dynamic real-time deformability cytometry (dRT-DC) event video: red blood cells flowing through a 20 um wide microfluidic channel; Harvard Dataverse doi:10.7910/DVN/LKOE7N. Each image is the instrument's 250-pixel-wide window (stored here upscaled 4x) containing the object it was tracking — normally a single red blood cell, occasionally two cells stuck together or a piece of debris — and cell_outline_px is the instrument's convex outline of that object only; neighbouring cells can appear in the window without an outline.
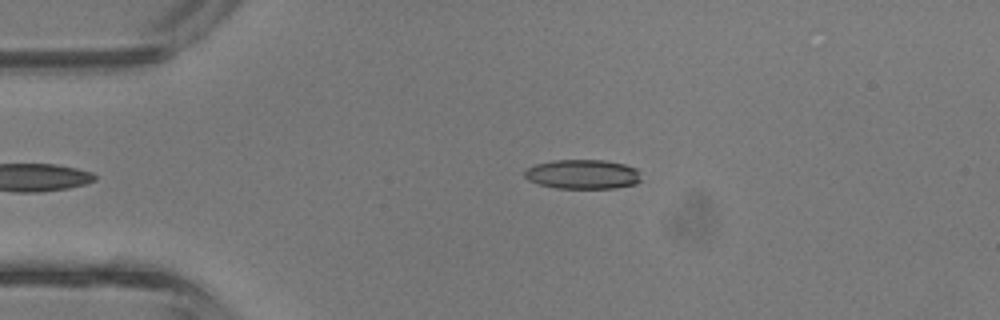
{"species": "common noctule bat (a hibernating species)", "species_latin": "Nyctalus noctula", "temperature_condition": "room temperature", "stored_images_in_passage": 3, "camera_frame_rate_fps": 3000, "um_per_image_px": 0.085, "animal": {"sex": "male", "body_mass_g": 13.3}, "frame": {"image": 1, "passage_image": 3, "time_ms": 0.667, "image_size_px": [1000, 320], "cell_outline_px": [[640, 180], [636, 184], [616, 188], [556, 188], [540, 184], [528, 180], [524, 176], [524, 172], [528, 168], [536, 164], [552, 160], [604, 160], [624, 164], [636, 168], [640, 172]], "centroid_in_image_um": [49.55, 14.81], "position_along_channel_um": 35.5, "area_um2": 20.0}}